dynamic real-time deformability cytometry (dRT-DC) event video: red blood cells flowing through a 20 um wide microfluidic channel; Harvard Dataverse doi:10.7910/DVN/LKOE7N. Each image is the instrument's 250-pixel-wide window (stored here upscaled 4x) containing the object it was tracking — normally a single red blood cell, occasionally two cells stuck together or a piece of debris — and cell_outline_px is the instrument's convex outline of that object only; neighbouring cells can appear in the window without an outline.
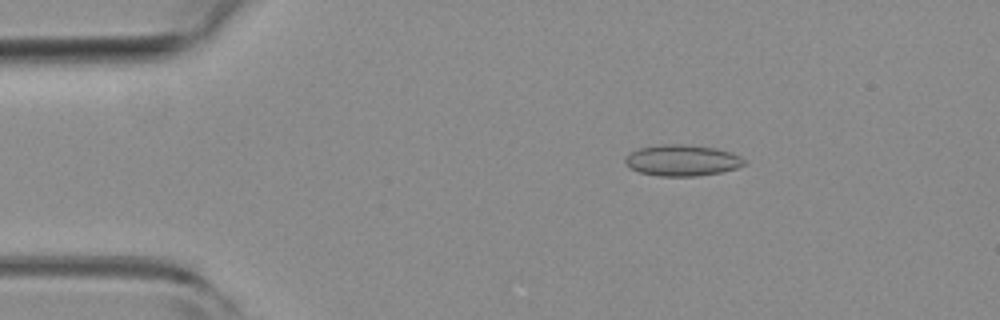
{"species": "common noctule bat (a hibernating species)", "species_latin": "Nyctalus noctula", "temperature_condition": "room temperature", "stored_images_in_passage": 9, "camera_frame_rate_fps": 3000, "um_per_image_px": 0.085, "animal": {"sex": "female", "body_mass_g": 19.3, "forearm_length_mm": 54.1}, "frame": {"image": 1, "passage_image": 2, "time_ms": 0.333, "image_size_px": [1000, 320], "cell_outline_px": [[744, 164], [736, 168], [720, 172], [696, 176], [656, 176], [640, 172], [628, 168], [624, 160], [624, 156], [640, 148], [660, 144], [684, 144], [716, 148], [740, 156], [744, 160]], "centroid_in_image_um": [57.92, 13.63], "position_along_channel_um": 27.1, "area_um2": 21.56}}
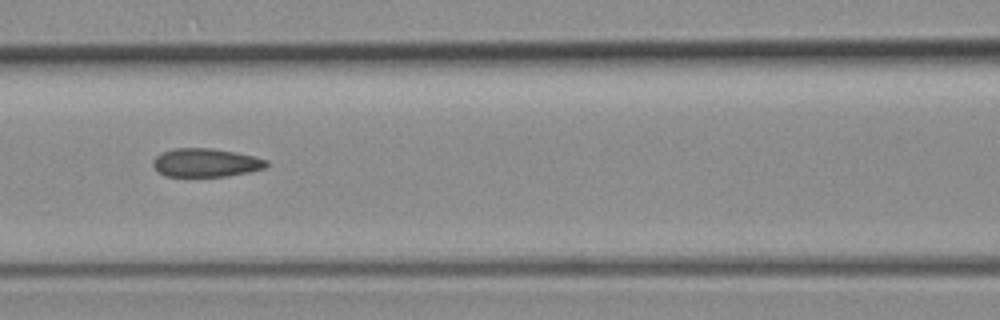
{"frame": {"image": 2, "passage_image": 6, "time_ms": 1.667, "image_size_px": [1000, 320], "cell_outline_px": [[268, 164], [264, 168], [252, 172], [228, 176], [164, 176], [152, 164], [152, 160], [160, 152], [172, 148], [212, 148], [236, 152], [256, 156], [268, 160]], "centroid_in_image_um": [17.51, 13.82], "position_along_channel_um": 149.1, "area_um2": 19.07}}
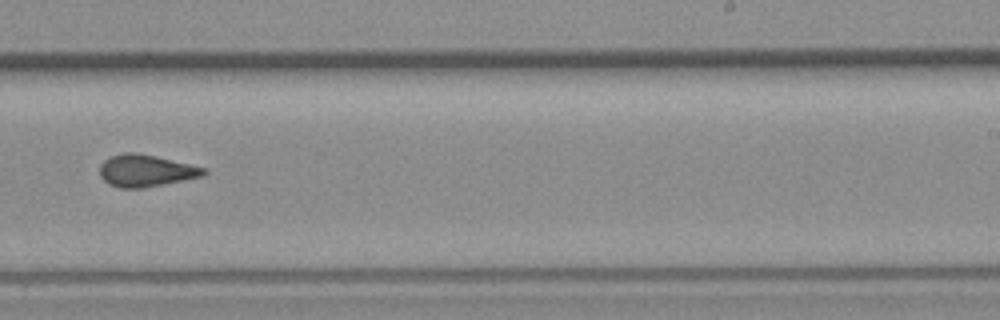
{"frame": {"image": 3, "passage_image": 9, "time_ms": 2.667, "image_size_px": [1000, 320], "cell_outline_px": [[208, 172], [204, 176], [144, 188], [120, 188], [108, 184], [100, 176], [100, 164], [104, 160], [112, 156], [124, 152], [136, 152], [156, 156], [204, 168]], "centroid_in_image_um": [12.37, 14.51], "position_along_channel_um": 276.6, "area_um2": 19.36}}